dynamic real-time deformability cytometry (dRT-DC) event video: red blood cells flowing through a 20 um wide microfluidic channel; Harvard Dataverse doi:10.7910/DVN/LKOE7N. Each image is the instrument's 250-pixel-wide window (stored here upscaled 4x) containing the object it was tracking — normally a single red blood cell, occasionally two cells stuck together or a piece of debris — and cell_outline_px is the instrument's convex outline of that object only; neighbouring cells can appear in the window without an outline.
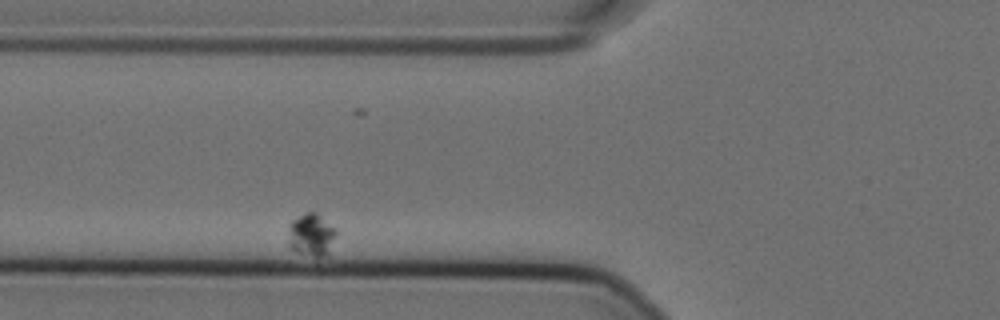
{"species": "Egyptian fruit bat (a non-hibernating species)", "species_latin": "Rousettus aegyptiacus", "temperature_condition": "cold", "stored_images_in_passage": 45, "segment_of_instrument_passage": [2, 3], "camera_frame_rate_fps": 3000, "um_per_image_px": 0.085, "animal": {"sex": "female"}, "frame": {"image": 1, "passage_image": 10, "time_ms": 3.0, "image_size_px": [1000, 320], "cell_outline_px": [[336, 232], [328, 256], [312, 256], [296, 252], [288, 248], [288, 228], [292, 220], [304, 212], [316, 212], [336, 228]], "centroid_in_image_um": [26.44, 19.96], "position_along_channel_um": 99.4, "area_um2": 12.14}}
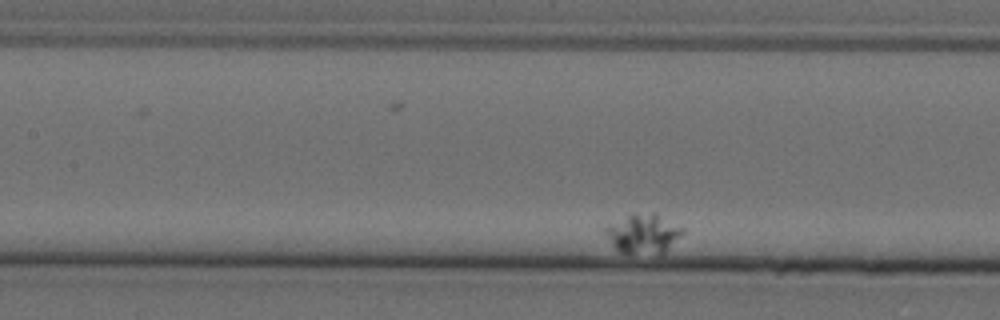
{"frame": {"image": 2, "passage_image": 17, "time_ms": 5.333, "image_size_px": [1000, 320], "cell_outline_px": [[684, 232], [660, 256], [620, 252], [612, 244], [604, 232], [604, 228], [608, 224], [632, 212], [656, 212], [684, 228]], "centroid_in_image_um": [54.67, 19.84], "position_along_channel_um": 152.7, "area_um2": 18.21}}
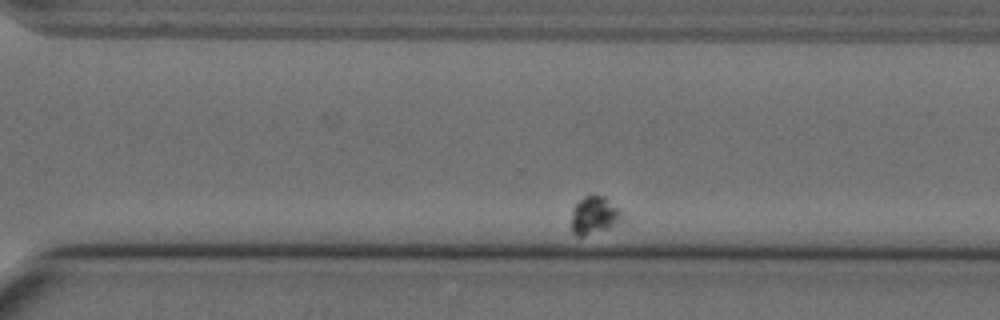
{"frame": {"image": 3, "passage_image": 37, "time_ms": 12.0, "image_size_px": [1000, 320], "cell_outline_px": [[624, 220], [608, 228], [584, 236], [576, 236], [572, 232], [572, 208], [584, 196], [592, 192], [604, 196], [620, 212]], "centroid_in_image_um": [50.48, 18.28], "position_along_channel_um": 320.1, "area_um2": 11.16}}